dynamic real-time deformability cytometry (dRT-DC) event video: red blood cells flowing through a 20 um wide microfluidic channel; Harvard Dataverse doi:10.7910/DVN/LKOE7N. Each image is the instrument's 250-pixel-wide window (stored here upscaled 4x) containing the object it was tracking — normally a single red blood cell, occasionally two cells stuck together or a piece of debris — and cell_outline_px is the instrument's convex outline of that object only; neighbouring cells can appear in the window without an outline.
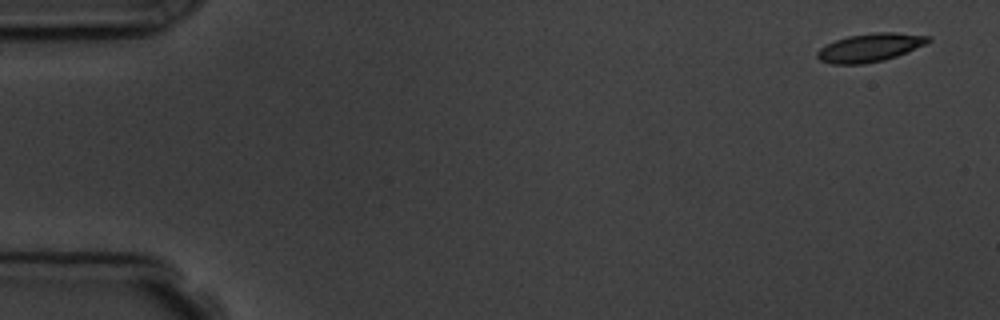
{"species": "common noctule bat (a hibernating species)", "species_latin": "Nyctalus noctula", "temperature_condition": "room temperature", "stored_images_in_passage": 6, "segment_of_instrument_passage": [1, 2], "camera_frame_rate_fps": 3000, "um_per_image_px": 0.085, "animal": {"sex": "male", "body_mass_g": 19.5, "forearm_length_mm": 54.6}, "frame": {"image": 1, "passage_image": 1, "time_ms": 0.0, "image_size_px": [1000, 320], "cell_outline_px": [[932, 40], [924, 44], [896, 56], [884, 60], [864, 64], [832, 64], [820, 60], [816, 56], [816, 52], [820, 48], [836, 40], [848, 36], [872, 32], [896, 32], [932, 36]], "centroid_in_image_um": [73.94, 4.03], "position_along_channel_um": 11.1, "area_um2": 18.26}}
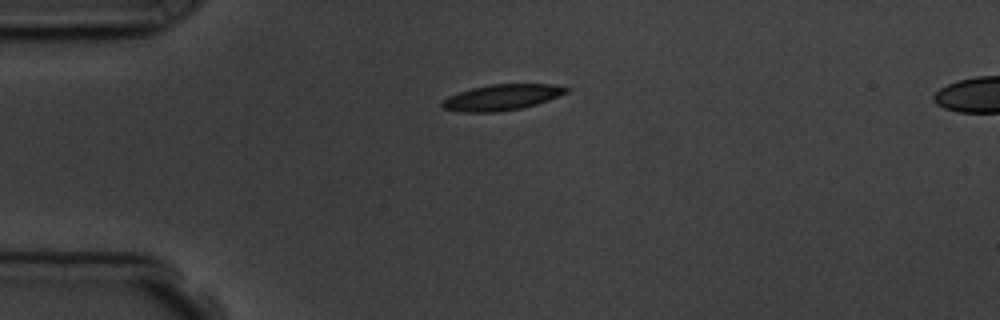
{"frame": {"image": 2, "passage_image": 4, "time_ms": 3.667, "image_size_px": [1000, 320], "cell_outline_px": [[572, 88], [568, 92], [560, 96], [536, 104], [520, 108], [496, 112], [460, 112], [444, 108], [440, 104], [448, 96], [472, 88], [492, 84], [552, 84]], "centroid_in_image_um": [42.69, 8.27], "position_along_channel_um": 42.3, "area_um2": 18.61}}